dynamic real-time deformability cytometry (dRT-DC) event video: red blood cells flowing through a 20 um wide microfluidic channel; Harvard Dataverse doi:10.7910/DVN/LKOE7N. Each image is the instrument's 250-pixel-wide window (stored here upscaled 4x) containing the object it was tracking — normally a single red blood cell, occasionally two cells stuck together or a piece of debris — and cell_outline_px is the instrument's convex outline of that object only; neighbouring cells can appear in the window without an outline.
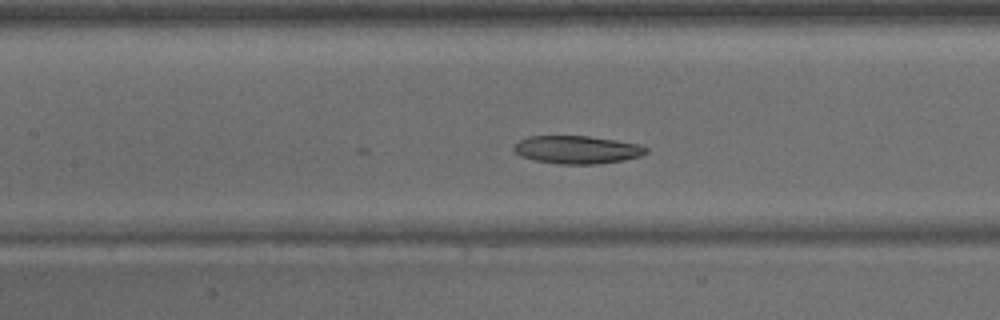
{"species": "common noctule bat (a hibernating species)", "species_latin": "Nyctalus noctula", "temperature_condition": "warm", "stored_images_in_passage": 23, "camera_frame_rate_fps": 3000, "um_per_image_px": 0.085, "animal": {"sex": "male", "body_mass_g": 15.6}, "frame": {"image": 1, "passage_image": 19, "time_ms": 6.0, "image_size_px": [1000, 320], "cell_outline_px": [[648, 152], [640, 156], [624, 160], [596, 164], [556, 164], [536, 160], [520, 156], [512, 148], [520, 140], [528, 136], [588, 136], [616, 140], [640, 144], [648, 148]], "centroid_in_image_um": [49.07, 12.72], "position_along_channel_um": 158.3, "area_um2": 21.56}}